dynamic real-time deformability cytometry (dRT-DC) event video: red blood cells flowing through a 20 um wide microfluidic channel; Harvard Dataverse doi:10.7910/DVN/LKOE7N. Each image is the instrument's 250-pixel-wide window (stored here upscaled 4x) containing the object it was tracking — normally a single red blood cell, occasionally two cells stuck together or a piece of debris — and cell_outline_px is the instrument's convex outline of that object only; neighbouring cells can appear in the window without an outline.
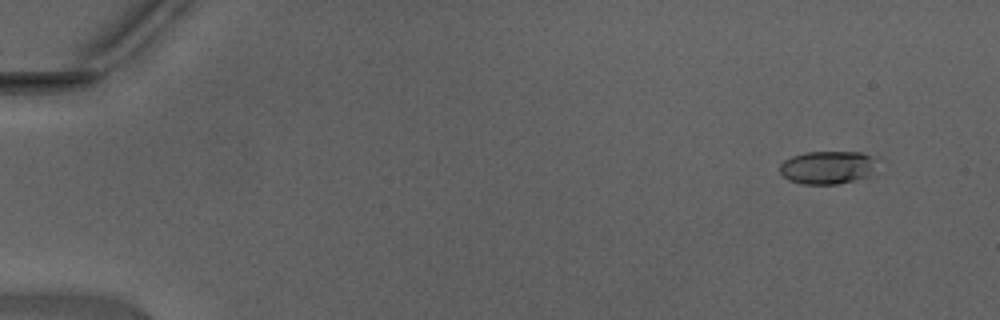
{"species": "Egyptian fruit bat (a non-hibernating species)", "species_latin": "Rousettus aegyptiacus", "temperature_condition": "warm", "stored_images_in_passage": 34, "camera_frame_rate_fps": 3000, "um_per_image_px": 0.085, "animal": {"sex": "male"}, "frame": {"image": 1, "passage_image": 5, "time_ms": 1.333, "image_size_px": [1000, 320], "cell_outline_px": [[872, 160], [868, 176], [856, 180], [836, 184], [804, 184], [788, 180], [780, 172], [780, 164], [784, 160], [792, 156], [808, 152], [860, 152], [868, 156]], "centroid_in_image_um": [70.22, 14.24], "position_along_channel_um": 14.8, "area_um2": 18.15}}
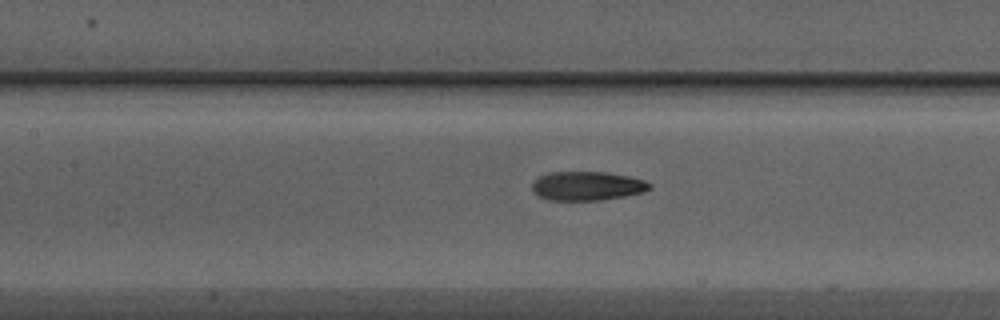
{"frame": {"image": 2, "passage_image": 24, "time_ms": 7.667, "image_size_px": [1000, 320], "cell_outline_px": [[652, 188], [644, 192], [624, 196], [600, 200], [548, 200], [540, 196], [532, 188], [532, 184], [540, 176], [548, 172], [608, 172], [628, 176], [644, 180], [652, 184]], "centroid_in_image_um": [49.95, 15.8], "position_along_channel_um": 157.5, "area_um2": 19.77}}
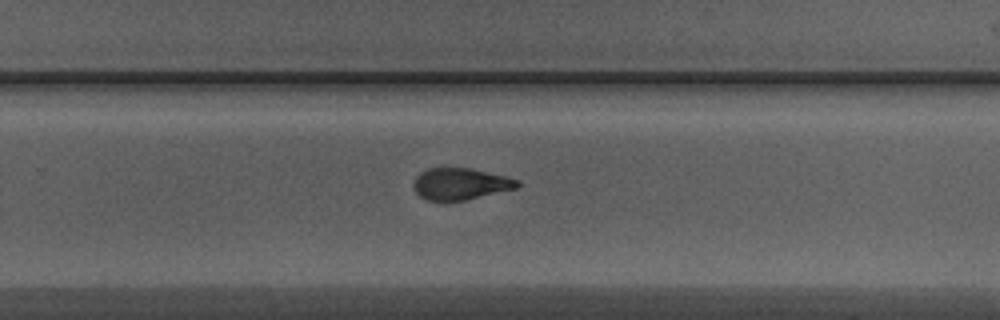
{"frame": {"image": 3, "passage_image": 33, "time_ms": 10.667, "image_size_px": [1000, 320], "cell_outline_px": [[520, 184], [516, 188], [464, 200], [428, 200], [420, 196], [416, 192], [412, 184], [416, 176], [420, 172], [428, 168], [468, 168], [504, 176], [516, 180]], "centroid_in_image_um": [39.07, 15.62], "position_along_channel_um": 290.7, "area_um2": 18.73}}